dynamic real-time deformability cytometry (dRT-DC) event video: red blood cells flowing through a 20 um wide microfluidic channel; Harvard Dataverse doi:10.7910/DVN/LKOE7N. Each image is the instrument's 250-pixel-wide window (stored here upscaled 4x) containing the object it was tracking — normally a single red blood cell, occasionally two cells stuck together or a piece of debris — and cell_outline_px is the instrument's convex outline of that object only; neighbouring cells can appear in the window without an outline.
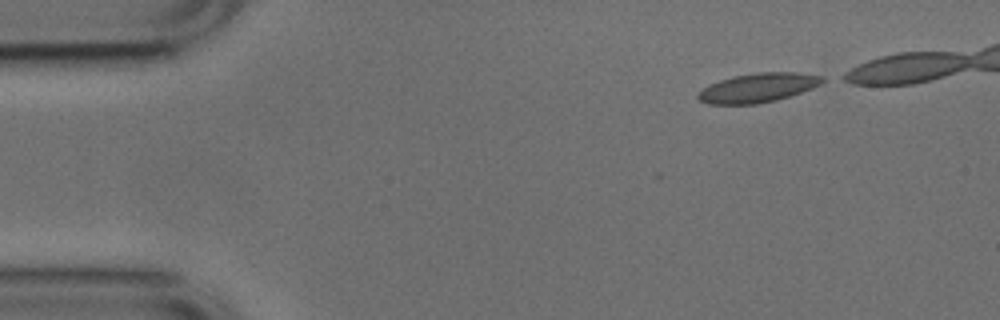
{"species": "common noctule bat (a hibernating species)", "species_latin": "Nyctalus noctula", "temperature_condition": "cold", "stored_images_in_passage": 36, "camera_frame_rate_fps": 3000, "um_per_image_px": 0.085, "animal": {"sex": "male", "body_mass_g": 17.9, "forearm_length_mm": 54.2}, "frame": {"image": 1, "passage_image": 1, "time_ms": 0.0, "image_size_px": [1000, 320], "cell_outline_px": [[828, 80], [812, 88], [776, 100], [756, 104], [708, 104], [700, 100], [696, 96], [704, 88], [720, 80], [736, 76], [756, 72], [796, 72], [824, 76]], "centroid_in_image_um": [64.48, 7.45], "position_along_channel_um": 20.5, "area_um2": 20.92}, "authors_computed_cell_mechanics": {"area_um2": 19.9121, "velocity_mm_per_s": 3.7784, "shape_relaxation_time_tau1_ms": 5.7821, "shape_relaxation_time_tau2_ms": 1.4382, "deformation_change_tau1": 0.176, "deformation_change_tau2": 0.0785}}